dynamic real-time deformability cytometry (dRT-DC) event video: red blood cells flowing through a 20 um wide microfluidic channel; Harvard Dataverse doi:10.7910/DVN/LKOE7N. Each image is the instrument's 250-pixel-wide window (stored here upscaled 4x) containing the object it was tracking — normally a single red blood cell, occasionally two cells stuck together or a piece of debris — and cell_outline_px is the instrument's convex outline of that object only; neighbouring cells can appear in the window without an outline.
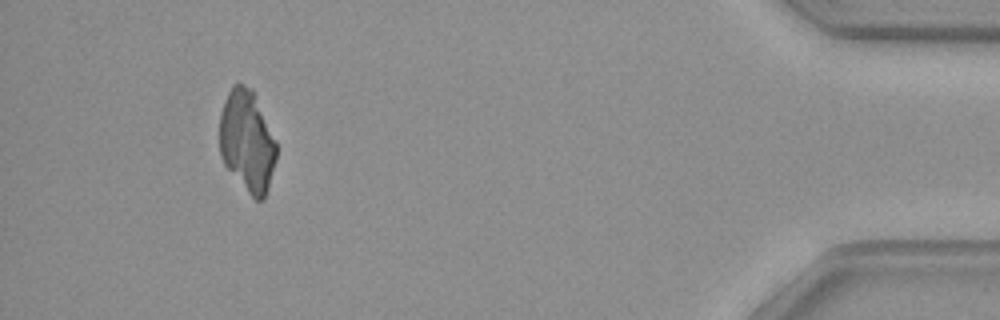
{"species": "common noctule bat (a hibernating species)", "species_latin": "Nyctalus noctula", "temperature_condition": "warm", "stored_images_in_passage": 41, "camera_frame_rate_fps": 3000, "um_per_image_px": 0.085, "animal": {"sex": "female", "body_mass_g": 29.2, "forearm_length_mm": 56.3}, "frame": {"image": 1, "passage_image": 37, "time_ms": 12.0, "image_size_px": [1000, 320], "cell_outline_px": [[276, 160], [268, 188], [264, 200], [256, 200], [248, 192], [224, 164], [220, 156], [220, 112], [224, 100], [232, 84], [236, 80], [252, 88], [276, 140]], "centroid_in_image_um": [21.0, 11.94], "position_along_channel_um": 414.2, "area_um2": 33.81}}